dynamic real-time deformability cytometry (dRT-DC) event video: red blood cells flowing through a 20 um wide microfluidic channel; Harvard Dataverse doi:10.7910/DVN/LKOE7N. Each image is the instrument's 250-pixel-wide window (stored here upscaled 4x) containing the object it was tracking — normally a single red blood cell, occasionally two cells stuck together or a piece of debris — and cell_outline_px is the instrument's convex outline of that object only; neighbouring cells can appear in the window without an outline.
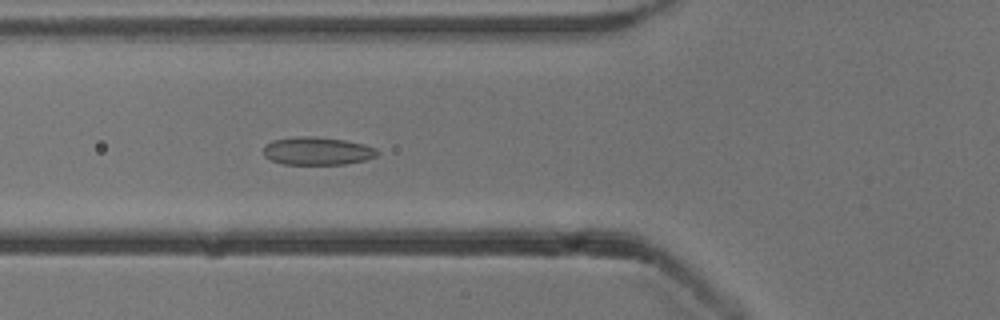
{"species": "common noctule bat (a hibernating species)", "species_latin": "Nyctalus noctula", "temperature_condition": "cold", "stored_images_in_passage": 54, "camera_frame_rate_fps": 3000, "um_per_image_px": 0.085, "animal": {"sex": "male", "body_mass_g": 13.3}, "frame": {"image": 1, "passage_image": 20, "time_ms": 6.333, "image_size_px": [1000, 320], "cell_outline_px": [[380, 152], [376, 156], [364, 160], [344, 164], [284, 164], [272, 160], [264, 156], [264, 144], [272, 140], [296, 136], [316, 136], [344, 140], [364, 144], [376, 148]], "centroid_in_image_um": [26.96, 12.82], "position_along_channel_um": 98.8, "area_um2": 18.61}}
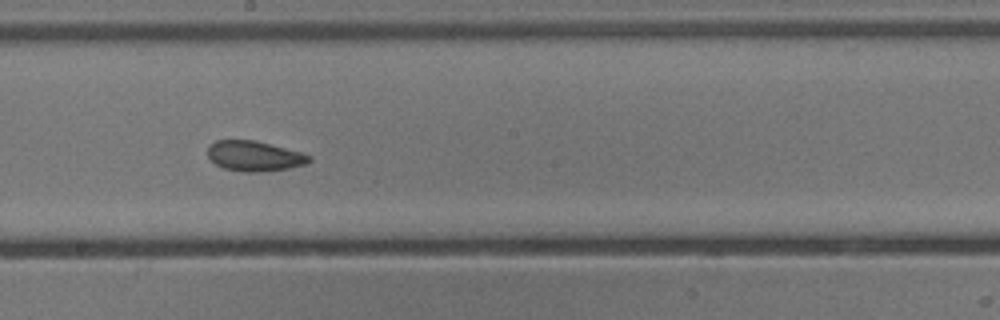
{"frame": {"image": 2, "passage_image": 30, "time_ms": 9.667, "image_size_px": [1000, 320], "cell_outline_px": [[312, 160], [304, 164], [288, 168], [256, 172], [244, 172], [224, 168], [216, 164], [208, 156], [208, 144], [216, 140], [256, 140], [300, 152], [312, 156]], "centroid_in_image_um": [21.6, 13.25], "position_along_channel_um": 226.6, "area_um2": 17.74}}
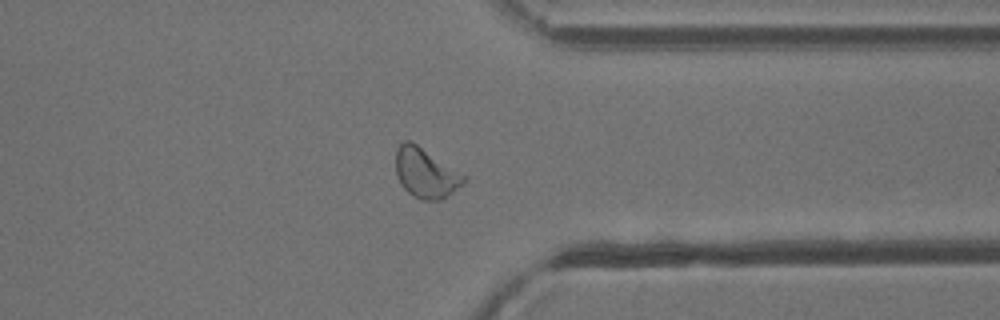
{"frame": {"image": 3, "passage_image": 42, "time_ms": 13.667, "image_size_px": [1000, 320], "cell_outline_px": [[468, 180], [464, 184], [440, 200], [420, 200], [412, 196], [400, 184], [396, 172], [396, 148], [404, 140], [408, 140], [416, 144], [468, 176]], "centroid_in_image_um": [36.2, 14.72], "position_along_channel_um": 375.2, "area_um2": 19.83}, "authors_computed_cell_mechanics": {"area_um2": 19.5942, "velocity_mm_per_s": 3.8104, "shape_relaxation_time_tau1_ms": null, "shape_relaxation_time_tau2_ms": 2.4219, "deformation_change_tau1": null, "deformation_change_tau2": 0.0718}}